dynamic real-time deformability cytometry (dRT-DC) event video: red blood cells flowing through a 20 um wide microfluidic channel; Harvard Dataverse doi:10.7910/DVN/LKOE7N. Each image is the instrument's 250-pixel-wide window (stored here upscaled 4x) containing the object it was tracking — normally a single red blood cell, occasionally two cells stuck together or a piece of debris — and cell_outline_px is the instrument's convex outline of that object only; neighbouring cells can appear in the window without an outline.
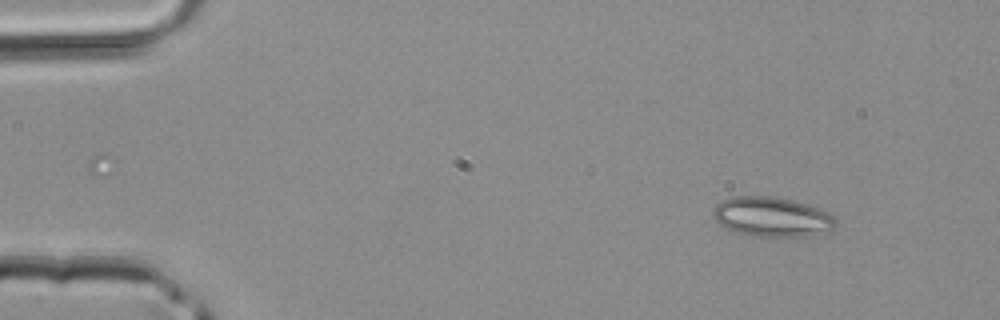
{"species": "common noctule bat (a hibernating species)", "species_latin": "Nyctalus noctula", "temperature_condition": "room temperature", "stored_images_in_passage": 3, "camera_frame_rate_fps": 3000, "um_per_image_px": 0.085, "animal": {"sex": "male", "body_mass_g": 20.4}, "frame": {"image": 1, "passage_image": 1, "time_ms": 0.0, "image_size_px": [1000, 320], "cell_outline_px": [[836, 224], [832, 228], [812, 236], [756, 236], [736, 232], [720, 224], [716, 220], [712, 212], [712, 208], [716, 204], [732, 196], [772, 196], [792, 200], [808, 204], [832, 216], [836, 220]], "centroid_in_image_um": [65.57, 18.42], "position_along_channel_um": 19.4, "area_um2": 27.98}}